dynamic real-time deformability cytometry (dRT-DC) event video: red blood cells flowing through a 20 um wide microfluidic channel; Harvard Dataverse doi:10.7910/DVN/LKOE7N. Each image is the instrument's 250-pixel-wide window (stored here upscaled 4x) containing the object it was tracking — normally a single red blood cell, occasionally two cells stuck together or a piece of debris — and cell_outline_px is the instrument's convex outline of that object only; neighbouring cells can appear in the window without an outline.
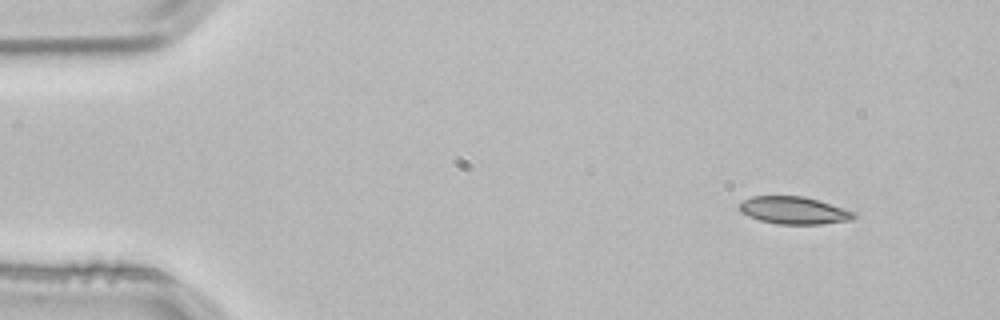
{"species": "common noctule bat (a hibernating species)", "species_latin": "Nyctalus noctula", "temperature_condition": "room temperature", "stored_images_in_passage": 3, "camera_frame_rate_fps": 3000, "um_per_image_px": 0.085, "animal": {"sex": "male", "body_mass_g": 21.5, "forearm_length_mm": 52.0}, "frame": {"image": 1, "passage_image": 1, "time_ms": 0.0, "image_size_px": [1000, 320], "cell_outline_px": [[856, 216], [852, 220], [820, 224], [776, 224], [760, 220], [748, 216], [740, 212], [736, 208], [744, 200], [752, 196], [804, 196], [856, 212]], "centroid_in_image_um": [67.45, 17.89], "position_along_channel_um": 17.5, "area_um2": 18.32}}
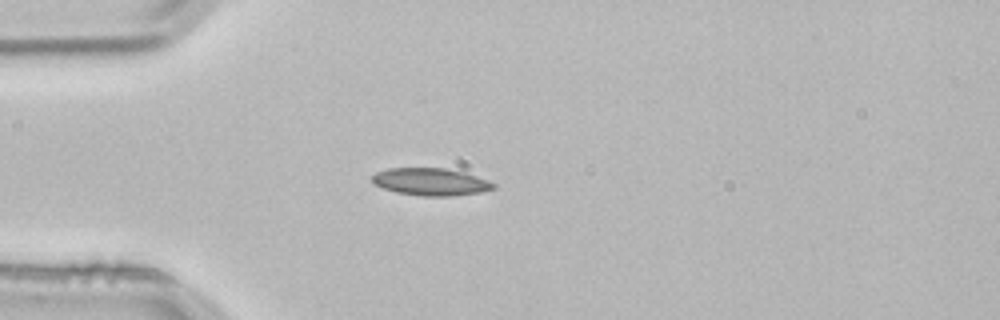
{"frame": {"image": 2, "passage_image": 3, "time_ms": 0.667, "image_size_px": [1000, 320], "cell_outline_px": [[496, 188], [480, 192], [452, 196], [424, 196], [396, 192], [384, 188], [376, 184], [372, 180], [372, 176], [376, 172], [388, 168], [444, 168], [464, 172], [488, 180], [496, 184]], "centroid_in_image_um": [36.64, 15.45], "position_along_channel_um": 48.4, "area_um2": 19.25}}